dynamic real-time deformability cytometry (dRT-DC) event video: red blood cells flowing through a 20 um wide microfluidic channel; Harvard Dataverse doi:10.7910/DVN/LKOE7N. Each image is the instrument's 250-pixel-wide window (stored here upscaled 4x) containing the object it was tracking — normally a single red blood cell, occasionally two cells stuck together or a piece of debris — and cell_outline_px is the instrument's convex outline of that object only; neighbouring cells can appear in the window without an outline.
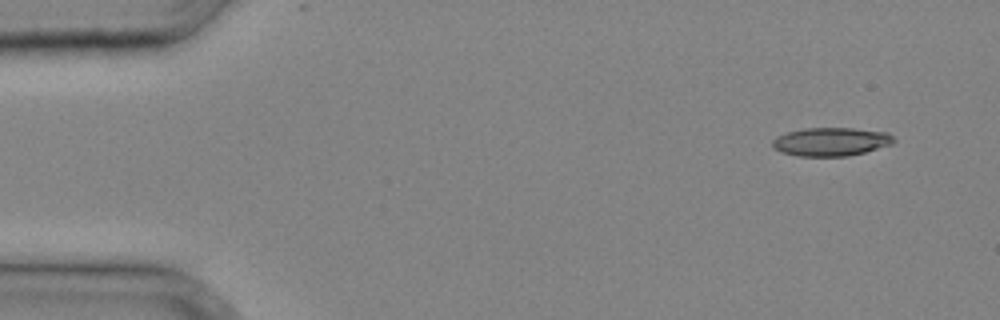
{"species": "common noctule bat (a hibernating species)", "species_latin": "Nyctalus noctula", "temperature_condition": "cold", "stored_images_in_passage": 33, "camera_frame_rate_fps": 3000, "um_per_image_px": 0.085, "animal": {"sex": "male", "body_mass_g": 20.4}, "frame": {"image": 1, "passage_image": 2, "time_ms": 0.333, "image_size_px": [1000, 320], "cell_outline_px": [[896, 140], [892, 144], [864, 152], [848, 156], [800, 156], [780, 152], [772, 148], [772, 140], [776, 136], [788, 132], [804, 128], [852, 128], [888, 132]], "centroid_in_image_um": [70.61, 12.04], "position_along_channel_um": 14.4, "area_um2": 20.17}}
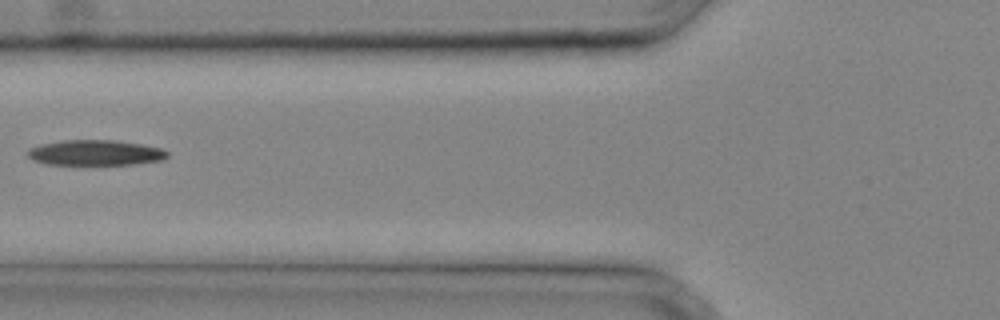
{"frame": {"image": 2, "passage_image": 13, "time_ms": 4.0, "image_size_px": [1000, 320], "cell_outline_px": [[168, 156], [160, 160], [132, 164], [44, 164], [32, 160], [28, 156], [28, 148], [40, 144], [64, 140], [112, 140], [140, 144], [160, 148], [168, 152]], "centroid_in_image_um": [8.05, 12.98], "position_along_channel_um": 117.8, "area_um2": 20.46}}
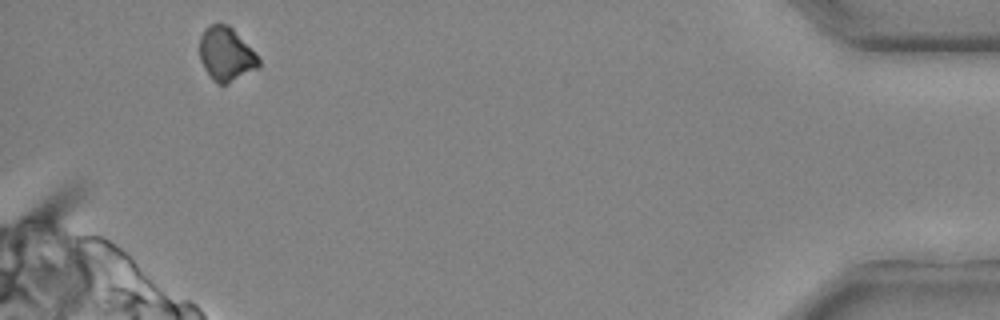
{"frame": {"image": 3, "passage_image": 32, "time_ms": 10.333, "image_size_px": [1000, 320], "cell_outline_px": [[260, 64], [256, 68], [228, 84], [216, 84], [212, 80], [204, 68], [200, 60], [200, 36], [204, 28], [212, 24], [228, 24], [232, 28], [260, 60]], "centroid_in_image_um": [19.17, 4.61], "position_along_channel_um": 416.0, "area_um2": 18.21}}